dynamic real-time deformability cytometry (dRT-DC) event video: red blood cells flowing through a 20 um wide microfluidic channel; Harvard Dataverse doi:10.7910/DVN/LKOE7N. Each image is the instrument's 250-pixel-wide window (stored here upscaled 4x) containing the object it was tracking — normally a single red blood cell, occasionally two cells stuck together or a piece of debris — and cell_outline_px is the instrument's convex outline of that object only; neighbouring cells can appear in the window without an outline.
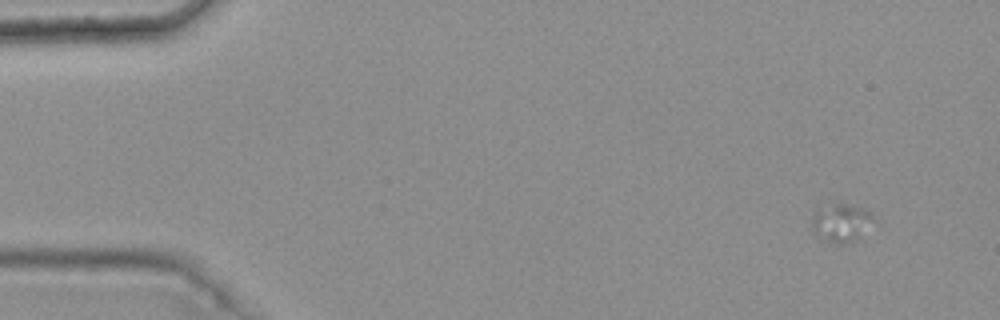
{"species": "common noctule bat (a hibernating species)", "species_latin": "Nyctalus noctula", "temperature_condition": "warm", "stored_images_in_passage": 6, "camera_frame_rate_fps": 3000, "um_per_image_px": 0.085, "animal": {"sex": "female", "body_mass_g": 25.1}, "frame": {"image": 1, "passage_image": 2, "time_ms": 0.333, "image_size_px": [1000, 320], "cell_outline_px": [[872, 216], [856, 240], [840, 244], [836, 244], [820, 240], [812, 232], [812, 220], [816, 212], [832, 200], [852, 204], [864, 208]], "centroid_in_image_um": [71.38, 18.9], "position_along_channel_um": 13.6, "area_um2": 13.64}}